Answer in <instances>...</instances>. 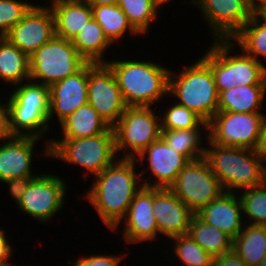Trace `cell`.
I'll use <instances>...</instances> for the list:
<instances>
[{"instance_id":"1","label":"cell","mask_w":266,"mask_h":266,"mask_svg":"<svg viewBox=\"0 0 266 266\" xmlns=\"http://www.w3.org/2000/svg\"><path fill=\"white\" fill-rule=\"evenodd\" d=\"M136 164L132 158H117L101 173L93 176L96 182H92L84 196L110 230L125 217L135 194L143 186L140 177L145 171L136 172Z\"/></svg>"},{"instance_id":"2","label":"cell","mask_w":266,"mask_h":266,"mask_svg":"<svg viewBox=\"0 0 266 266\" xmlns=\"http://www.w3.org/2000/svg\"><path fill=\"white\" fill-rule=\"evenodd\" d=\"M113 71L127 107H152L168 96L169 72L155 62L137 60L106 61Z\"/></svg>"},{"instance_id":"3","label":"cell","mask_w":266,"mask_h":266,"mask_svg":"<svg viewBox=\"0 0 266 266\" xmlns=\"http://www.w3.org/2000/svg\"><path fill=\"white\" fill-rule=\"evenodd\" d=\"M206 135L210 147L206 148L204 158L224 192L237 193V190L239 192L266 182V165L255 150L219 146L208 139V133Z\"/></svg>"},{"instance_id":"4","label":"cell","mask_w":266,"mask_h":266,"mask_svg":"<svg viewBox=\"0 0 266 266\" xmlns=\"http://www.w3.org/2000/svg\"><path fill=\"white\" fill-rule=\"evenodd\" d=\"M183 69L176 75L170 70L168 94L208 124L218 112L219 93L213 72L202 58Z\"/></svg>"},{"instance_id":"5","label":"cell","mask_w":266,"mask_h":266,"mask_svg":"<svg viewBox=\"0 0 266 266\" xmlns=\"http://www.w3.org/2000/svg\"><path fill=\"white\" fill-rule=\"evenodd\" d=\"M233 46L231 40L214 39L201 57L213 72L218 93L238 85H266V65L243 51L230 55Z\"/></svg>"},{"instance_id":"6","label":"cell","mask_w":266,"mask_h":266,"mask_svg":"<svg viewBox=\"0 0 266 266\" xmlns=\"http://www.w3.org/2000/svg\"><path fill=\"white\" fill-rule=\"evenodd\" d=\"M14 87L7 98L11 134L41 138L50 128L49 86L28 81Z\"/></svg>"},{"instance_id":"7","label":"cell","mask_w":266,"mask_h":266,"mask_svg":"<svg viewBox=\"0 0 266 266\" xmlns=\"http://www.w3.org/2000/svg\"><path fill=\"white\" fill-rule=\"evenodd\" d=\"M45 143L42 155L81 166L93 176L101 173L117 159L112 127L105 133L93 137L60 138L49 141L47 139Z\"/></svg>"},{"instance_id":"8","label":"cell","mask_w":266,"mask_h":266,"mask_svg":"<svg viewBox=\"0 0 266 266\" xmlns=\"http://www.w3.org/2000/svg\"><path fill=\"white\" fill-rule=\"evenodd\" d=\"M86 63L71 41L54 36L29 56L30 81L50 86L75 74Z\"/></svg>"},{"instance_id":"9","label":"cell","mask_w":266,"mask_h":266,"mask_svg":"<svg viewBox=\"0 0 266 266\" xmlns=\"http://www.w3.org/2000/svg\"><path fill=\"white\" fill-rule=\"evenodd\" d=\"M151 108L127 107L112 127L116 155H122L123 151V156L119 155V158L135 159L161 137V118Z\"/></svg>"},{"instance_id":"10","label":"cell","mask_w":266,"mask_h":266,"mask_svg":"<svg viewBox=\"0 0 266 266\" xmlns=\"http://www.w3.org/2000/svg\"><path fill=\"white\" fill-rule=\"evenodd\" d=\"M266 115L218 111L208 123V139L219 146L255 150Z\"/></svg>"},{"instance_id":"11","label":"cell","mask_w":266,"mask_h":266,"mask_svg":"<svg viewBox=\"0 0 266 266\" xmlns=\"http://www.w3.org/2000/svg\"><path fill=\"white\" fill-rule=\"evenodd\" d=\"M170 189L195 214L224 192L205 158L189 161Z\"/></svg>"},{"instance_id":"12","label":"cell","mask_w":266,"mask_h":266,"mask_svg":"<svg viewBox=\"0 0 266 266\" xmlns=\"http://www.w3.org/2000/svg\"><path fill=\"white\" fill-rule=\"evenodd\" d=\"M88 103L113 127L127 108L116 77L106 63L88 62Z\"/></svg>"},{"instance_id":"13","label":"cell","mask_w":266,"mask_h":266,"mask_svg":"<svg viewBox=\"0 0 266 266\" xmlns=\"http://www.w3.org/2000/svg\"><path fill=\"white\" fill-rule=\"evenodd\" d=\"M67 186L60 176L41 174L34 177L23 193L18 208L22 214L42 222L49 220L64 207Z\"/></svg>"},{"instance_id":"14","label":"cell","mask_w":266,"mask_h":266,"mask_svg":"<svg viewBox=\"0 0 266 266\" xmlns=\"http://www.w3.org/2000/svg\"><path fill=\"white\" fill-rule=\"evenodd\" d=\"M199 10L215 40L232 39L250 20L255 7L249 0H190ZM215 37V38H214Z\"/></svg>"},{"instance_id":"15","label":"cell","mask_w":266,"mask_h":266,"mask_svg":"<svg viewBox=\"0 0 266 266\" xmlns=\"http://www.w3.org/2000/svg\"><path fill=\"white\" fill-rule=\"evenodd\" d=\"M54 36V15L50 6L33 5L4 37L30 56Z\"/></svg>"},{"instance_id":"16","label":"cell","mask_w":266,"mask_h":266,"mask_svg":"<svg viewBox=\"0 0 266 266\" xmlns=\"http://www.w3.org/2000/svg\"><path fill=\"white\" fill-rule=\"evenodd\" d=\"M144 159L148 160L150 174L156 179L152 181L154 182L152 184L151 180L149 182L148 179L146 181L145 178L140 177L142 185L149 188H170L175 183L181 169L189 163L185 156L170 147L162 137L150 144L135 158L137 163H142Z\"/></svg>"},{"instance_id":"17","label":"cell","mask_w":266,"mask_h":266,"mask_svg":"<svg viewBox=\"0 0 266 266\" xmlns=\"http://www.w3.org/2000/svg\"><path fill=\"white\" fill-rule=\"evenodd\" d=\"M153 188L142 186L135 194L125 217L112 230L117 231L118 227L125 222L123 238L127 243H141L144 241H155L159 230L153 214ZM155 239V240H154Z\"/></svg>"},{"instance_id":"18","label":"cell","mask_w":266,"mask_h":266,"mask_svg":"<svg viewBox=\"0 0 266 266\" xmlns=\"http://www.w3.org/2000/svg\"><path fill=\"white\" fill-rule=\"evenodd\" d=\"M152 208L159 235L172 238L188 234L195 213L170 188H153Z\"/></svg>"},{"instance_id":"19","label":"cell","mask_w":266,"mask_h":266,"mask_svg":"<svg viewBox=\"0 0 266 266\" xmlns=\"http://www.w3.org/2000/svg\"><path fill=\"white\" fill-rule=\"evenodd\" d=\"M88 62L75 74L49 86V121L55 114L62 122L88 103Z\"/></svg>"},{"instance_id":"20","label":"cell","mask_w":266,"mask_h":266,"mask_svg":"<svg viewBox=\"0 0 266 266\" xmlns=\"http://www.w3.org/2000/svg\"><path fill=\"white\" fill-rule=\"evenodd\" d=\"M40 138L31 136H12L0 144V182L26 176L32 173L34 148Z\"/></svg>"},{"instance_id":"21","label":"cell","mask_w":266,"mask_h":266,"mask_svg":"<svg viewBox=\"0 0 266 266\" xmlns=\"http://www.w3.org/2000/svg\"><path fill=\"white\" fill-rule=\"evenodd\" d=\"M238 192H223L196 214L207 224L236 238L244 227L242 204Z\"/></svg>"},{"instance_id":"22","label":"cell","mask_w":266,"mask_h":266,"mask_svg":"<svg viewBox=\"0 0 266 266\" xmlns=\"http://www.w3.org/2000/svg\"><path fill=\"white\" fill-rule=\"evenodd\" d=\"M54 15L55 36L72 41L92 18V8L82 0L50 1Z\"/></svg>"},{"instance_id":"23","label":"cell","mask_w":266,"mask_h":266,"mask_svg":"<svg viewBox=\"0 0 266 266\" xmlns=\"http://www.w3.org/2000/svg\"><path fill=\"white\" fill-rule=\"evenodd\" d=\"M266 94V85L235 86L219 93L218 111L254 113L260 111Z\"/></svg>"},{"instance_id":"24","label":"cell","mask_w":266,"mask_h":266,"mask_svg":"<svg viewBox=\"0 0 266 266\" xmlns=\"http://www.w3.org/2000/svg\"><path fill=\"white\" fill-rule=\"evenodd\" d=\"M59 124L63 136L61 138L93 137L110 128L89 103L80 106Z\"/></svg>"},{"instance_id":"25","label":"cell","mask_w":266,"mask_h":266,"mask_svg":"<svg viewBox=\"0 0 266 266\" xmlns=\"http://www.w3.org/2000/svg\"><path fill=\"white\" fill-rule=\"evenodd\" d=\"M232 251L247 265H259L266 257V226L245 223L233 239Z\"/></svg>"},{"instance_id":"26","label":"cell","mask_w":266,"mask_h":266,"mask_svg":"<svg viewBox=\"0 0 266 266\" xmlns=\"http://www.w3.org/2000/svg\"><path fill=\"white\" fill-rule=\"evenodd\" d=\"M0 79L11 86L30 81L29 56L5 37H0Z\"/></svg>"},{"instance_id":"27","label":"cell","mask_w":266,"mask_h":266,"mask_svg":"<svg viewBox=\"0 0 266 266\" xmlns=\"http://www.w3.org/2000/svg\"><path fill=\"white\" fill-rule=\"evenodd\" d=\"M77 52L90 63H106V49L112 44L98 22L92 18L71 41Z\"/></svg>"},{"instance_id":"28","label":"cell","mask_w":266,"mask_h":266,"mask_svg":"<svg viewBox=\"0 0 266 266\" xmlns=\"http://www.w3.org/2000/svg\"><path fill=\"white\" fill-rule=\"evenodd\" d=\"M188 234L213 258L232 252L233 239L205 223L197 214L191 219Z\"/></svg>"},{"instance_id":"29","label":"cell","mask_w":266,"mask_h":266,"mask_svg":"<svg viewBox=\"0 0 266 266\" xmlns=\"http://www.w3.org/2000/svg\"><path fill=\"white\" fill-rule=\"evenodd\" d=\"M91 8L93 18L101 26L105 36L112 44L124 38L127 32L130 35H141L132 26L125 13L117 4L92 6Z\"/></svg>"},{"instance_id":"30","label":"cell","mask_w":266,"mask_h":266,"mask_svg":"<svg viewBox=\"0 0 266 266\" xmlns=\"http://www.w3.org/2000/svg\"><path fill=\"white\" fill-rule=\"evenodd\" d=\"M203 129V130H202ZM208 132V128H192L189 130L161 129V137L170 147H173L181 155L185 156L189 161L198 160L205 157L206 147L202 146L204 131Z\"/></svg>"},{"instance_id":"31","label":"cell","mask_w":266,"mask_h":266,"mask_svg":"<svg viewBox=\"0 0 266 266\" xmlns=\"http://www.w3.org/2000/svg\"><path fill=\"white\" fill-rule=\"evenodd\" d=\"M230 40L235 41L245 54L253 57L255 60L262 62L260 57L266 59V21L256 12L246 25Z\"/></svg>"},{"instance_id":"32","label":"cell","mask_w":266,"mask_h":266,"mask_svg":"<svg viewBox=\"0 0 266 266\" xmlns=\"http://www.w3.org/2000/svg\"><path fill=\"white\" fill-rule=\"evenodd\" d=\"M132 26L140 33L147 34L151 23L158 18L159 8L165 3L162 0H117Z\"/></svg>"},{"instance_id":"33","label":"cell","mask_w":266,"mask_h":266,"mask_svg":"<svg viewBox=\"0 0 266 266\" xmlns=\"http://www.w3.org/2000/svg\"><path fill=\"white\" fill-rule=\"evenodd\" d=\"M243 215L246 222L266 226V182L239 192Z\"/></svg>"},{"instance_id":"34","label":"cell","mask_w":266,"mask_h":266,"mask_svg":"<svg viewBox=\"0 0 266 266\" xmlns=\"http://www.w3.org/2000/svg\"><path fill=\"white\" fill-rule=\"evenodd\" d=\"M175 243L173 250L183 266H211L213 257L201 248L189 234L176 235L170 238Z\"/></svg>"},{"instance_id":"35","label":"cell","mask_w":266,"mask_h":266,"mask_svg":"<svg viewBox=\"0 0 266 266\" xmlns=\"http://www.w3.org/2000/svg\"><path fill=\"white\" fill-rule=\"evenodd\" d=\"M161 118V129L189 130L192 128H208L198 115L190 109L174 104L164 111Z\"/></svg>"},{"instance_id":"36","label":"cell","mask_w":266,"mask_h":266,"mask_svg":"<svg viewBox=\"0 0 266 266\" xmlns=\"http://www.w3.org/2000/svg\"><path fill=\"white\" fill-rule=\"evenodd\" d=\"M33 6L20 0H0V37H4Z\"/></svg>"},{"instance_id":"37","label":"cell","mask_w":266,"mask_h":266,"mask_svg":"<svg viewBox=\"0 0 266 266\" xmlns=\"http://www.w3.org/2000/svg\"><path fill=\"white\" fill-rule=\"evenodd\" d=\"M126 255H90V256H84L81 258H78L76 262H72L68 260L67 265L70 266L71 263L73 266H118L120 263V260L122 261V258H125Z\"/></svg>"},{"instance_id":"38","label":"cell","mask_w":266,"mask_h":266,"mask_svg":"<svg viewBox=\"0 0 266 266\" xmlns=\"http://www.w3.org/2000/svg\"><path fill=\"white\" fill-rule=\"evenodd\" d=\"M34 177L36 176H26L4 181V183L9 186L10 196L15 199L16 204L19 203L23 193L26 191L28 185Z\"/></svg>"},{"instance_id":"39","label":"cell","mask_w":266,"mask_h":266,"mask_svg":"<svg viewBox=\"0 0 266 266\" xmlns=\"http://www.w3.org/2000/svg\"><path fill=\"white\" fill-rule=\"evenodd\" d=\"M13 135L9 129V111L8 106L0 102V142H6Z\"/></svg>"},{"instance_id":"40","label":"cell","mask_w":266,"mask_h":266,"mask_svg":"<svg viewBox=\"0 0 266 266\" xmlns=\"http://www.w3.org/2000/svg\"><path fill=\"white\" fill-rule=\"evenodd\" d=\"M5 232L6 231H3L0 228V266H12L8 260L11 258L10 256H12L14 250L11 247L8 238H6Z\"/></svg>"},{"instance_id":"41","label":"cell","mask_w":266,"mask_h":266,"mask_svg":"<svg viewBox=\"0 0 266 266\" xmlns=\"http://www.w3.org/2000/svg\"><path fill=\"white\" fill-rule=\"evenodd\" d=\"M211 266H249L233 251L213 259Z\"/></svg>"},{"instance_id":"42","label":"cell","mask_w":266,"mask_h":266,"mask_svg":"<svg viewBox=\"0 0 266 266\" xmlns=\"http://www.w3.org/2000/svg\"><path fill=\"white\" fill-rule=\"evenodd\" d=\"M255 151L266 165V120L262 127L261 134L259 136V141L257 147L255 148Z\"/></svg>"},{"instance_id":"43","label":"cell","mask_w":266,"mask_h":266,"mask_svg":"<svg viewBox=\"0 0 266 266\" xmlns=\"http://www.w3.org/2000/svg\"><path fill=\"white\" fill-rule=\"evenodd\" d=\"M82 1L88 3L92 7L99 5H113L116 4L117 0H82Z\"/></svg>"},{"instance_id":"44","label":"cell","mask_w":266,"mask_h":266,"mask_svg":"<svg viewBox=\"0 0 266 266\" xmlns=\"http://www.w3.org/2000/svg\"><path fill=\"white\" fill-rule=\"evenodd\" d=\"M255 12L266 21V0L255 8Z\"/></svg>"},{"instance_id":"45","label":"cell","mask_w":266,"mask_h":266,"mask_svg":"<svg viewBox=\"0 0 266 266\" xmlns=\"http://www.w3.org/2000/svg\"><path fill=\"white\" fill-rule=\"evenodd\" d=\"M264 0H249V2L256 8L258 7Z\"/></svg>"},{"instance_id":"46","label":"cell","mask_w":266,"mask_h":266,"mask_svg":"<svg viewBox=\"0 0 266 266\" xmlns=\"http://www.w3.org/2000/svg\"><path fill=\"white\" fill-rule=\"evenodd\" d=\"M257 266H266V257L261 261V263Z\"/></svg>"},{"instance_id":"47","label":"cell","mask_w":266,"mask_h":266,"mask_svg":"<svg viewBox=\"0 0 266 266\" xmlns=\"http://www.w3.org/2000/svg\"><path fill=\"white\" fill-rule=\"evenodd\" d=\"M164 3H168L169 2V0H162Z\"/></svg>"}]
</instances>
